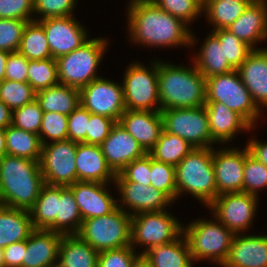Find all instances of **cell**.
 Wrapping results in <instances>:
<instances>
[{"mask_svg":"<svg viewBox=\"0 0 267 267\" xmlns=\"http://www.w3.org/2000/svg\"><path fill=\"white\" fill-rule=\"evenodd\" d=\"M128 7V29L133 43L156 47L188 46L195 37L180 18L163 11L154 2H135Z\"/></svg>","mask_w":267,"mask_h":267,"instance_id":"1","label":"cell"},{"mask_svg":"<svg viewBox=\"0 0 267 267\" xmlns=\"http://www.w3.org/2000/svg\"><path fill=\"white\" fill-rule=\"evenodd\" d=\"M44 184L39 161L8 154L0 158V199L3 206L29 211Z\"/></svg>","mask_w":267,"mask_h":267,"instance_id":"2","label":"cell"},{"mask_svg":"<svg viewBox=\"0 0 267 267\" xmlns=\"http://www.w3.org/2000/svg\"><path fill=\"white\" fill-rule=\"evenodd\" d=\"M160 111L196 108L206 103L205 77L195 67L158 62Z\"/></svg>","mask_w":267,"mask_h":267,"instance_id":"3","label":"cell"},{"mask_svg":"<svg viewBox=\"0 0 267 267\" xmlns=\"http://www.w3.org/2000/svg\"><path fill=\"white\" fill-rule=\"evenodd\" d=\"M213 149L194 148L175 166L177 198L188 192L208 206L217 197Z\"/></svg>","mask_w":267,"mask_h":267,"instance_id":"4","label":"cell"},{"mask_svg":"<svg viewBox=\"0 0 267 267\" xmlns=\"http://www.w3.org/2000/svg\"><path fill=\"white\" fill-rule=\"evenodd\" d=\"M119 205L111 214L82 221L77 235L98 252L119 249L131 243V211Z\"/></svg>","mask_w":267,"mask_h":267,"instance_id":"5","label":"cell"},{"mask_svg":"<svg viewBox=\"0 0 267 267\" xmlns=\"http://www.w3.org/2000/svg\"><path fill=\"white\" fill-rule=\"evenodd\" d=\"M185 227L183 234L188 241L192 260L207 259L223 265L235 234L217 219H200Z\"/></svg>","mask_w":267,"mask_h":267,"instance_id":"6","label":"cell"},{"mask_svg":"<svg viewBox=\"0 0 267 267\" xmlns=\"http://www.w3.org/2000/svg\"><path fill=\"white\" fill-rule=\"evenodd\" d=\"M107 40L88 39L80 48L58 57L57 75L60 84L82 89L97 77V66L105 52Z\"/></svg>","mask_w":267,"mask_h":267,"instance_id":"7","label":"cell"},{"mask_svg":"<svg viewBox=\"0 0 267 267\" xmlns=\"http://www.w3.org/2000/svg\"><path fill=\"white\" fill-rule=\"evenodd\" d=\"M205 86L206 102L223 103L239 114L251 127L254 126L261 110L254 103L236 69L205 78Z\"/></svg>","mask_w":267,"mask_h":267,"instance_id":"8","label":"cell"},{"mask_svg":"<svg viewBox=\"0 0 267 267\" xmlns=\"http://www.w3.org/2000/svg\"><path fill=\"white\" fill-rule=\"evenodd\" d=\"M183 234V225L166 210L141 212L131 216V243L145 245L140 255L154 246L173 242Z\"/></svg>","mask_w":267,"mask_h":267,"instance_id":"9","label":"cell"},{"mask_svg":"<svg viewBox=\"0 0 267 267\" xmlns=\"http://www.w3.org/2000/svg\"><path fill=\"white\" fill-rule=\"evenodd\" d=\"M151 64V69L140 63L126 69L122 84L126 110L160 111L158 61Z\"/></svg>","mask_w":267,"mask_h":267,"instance_id":"10","label":"cell"},{"mask_svg":"<svg viewBox=\"0 0 267 267\" xmlns=\"http://www.w3.org/2000/svg\"><path fill=\"white\" fill-rule=\"evenodd\" d=\"M163 131L186 140L193 148H212L216 143L211 138L205 106L196 108H173L160 111Z\"/></svg>","mask_w":267,"mask_h":267,"instance_id":"11","label":"cell"},{"mask_svg":"<svg viewBox=\"0 0 267 267\" xmlns=\"http://www.w3.org/2000/svg\"><path fill=\"white\" fill-rule=\"evenodd\" d=\"M77 144L66 139L42 145L39 164L45 184L69 186L77 182Z\"/></svg>","mask_w":267,"mask_h":267,"instance_id":"12","label":"cell"},{"mask_svg":"<svg viewBox=\"0 0 267 267\" xmlns=\"http://www.w3.org/2000/svg\"><path fill=\"white\" fill-rule=\"evenodd\" d=\"M258 197L245 192L223 193L207 207L213 215L234 234L246 232L251 226L257 209Z\"/></svg>","mask_w":267,"mask_h":267,"instance_id":"13","label":"cell"},{"mask_svg":"<svg viewBox=\"0 0 267 267\" xmlns=\"http://www.w3.org/2000/svg\"><path fill=\"white\" fill-rule=\"evenodd\" d=\"M80 91V104L92 114L118 122L126 111L122 84L99 77Z\"/></svg>","mask_w":267,"mask_h":267,"instance_id":"14","label":"cell"},{"mask_svg":"<svg viewBox=\"0 0 267 267\" xmlns=\"http://www.w3.org/2000/svg\"><path fill=\"white\" fill-rule=\"evenodd\" d=\"M47 36L52 58L68 54L80 48L88 40L85 28L73 16L36 19Z\"/></svg>","mask_w":267,"mask_h":267,"instance_id":"15","label":"cell"},{"mask_svg":"<svg viewBox=\"0 0 267 267\" xmlns=\"http://www.w3.org/2000/svg\"><path fill=\"white\" fill-rule=\"evenodd\" d=\"M249 153L247 146L242 150H213L217 196L223 193L243 192L244 165Z\"/></svg>","mask_w":267,"mask_h":267,"instance_id":"16","label":"cell"},{"mask_svg":"<svg viewBox=\"0 0 267 267\" xmlns=\"http://www.w3.org/2000/svg\"><path fill=\"white\" fill-rule=\"evenodd\" d=\"M68 187L73 192L82 220L111 214L118 208V199L106 191V183L77 181Z\"/></svg>","mask_w":267,"mask_h":267,"instance_id":"17","label":"cell"},{"mask_svg":"<svg viewBox=\"0 0 267 267\" xmlns=\"http://www.w3.org/2000/svg\"><path fill=\"white\" fill-rule=\"evenodd\" d=\"M100 147L108 166L115 174H118L133 160L147 153L119 122L112 127L110 134Z\"/></svg>","mask_w":267,"mask_h":267,"instance_id":"18","label":"cell"},{"mask_svg":"<svg viewBox=\"0 0 267 267\" xmlns=\"http://www.w3.org/2000/svg\"><path fill=\"white\" fill-rule=\"evenodd\" d=\"M118 122L147 153L163 131L160 111L126 110Z\"/></svg>","mask_w":267,"mask_h":267,"instance_id":"19","label":"cell"},{"mask_svg":"<svg viewBox=\"0 0 267 267\" xmlns=\"http://www.w3.org/2000/svg\"><path fill=\"white\" fill-rule=\"evenodd\" d=\"M114 184L121 193L123 206L133 210L131 216L141 212L164 211L173 202L164 192L151 185L132 181H114Z\"/></svg>","mask_w":267,"mask_h":267,"instance_id":"20","label":"cell"},{"mask_svg":"<svg viewBox=\"0 0 267 267\" xmlns=\"http://www.w3.org/2000/svg\"><path fill=\"white\" fill-rule=\"evenodd\" d=\"M256 106L267 107V49H253L236 69ZM261 106V107H260ZM266 106V107H265Z\"/></svg>","mask_w":267,"mask_h":267,"instance_id":"21","label":"cell"},{"mask_svg":"<svg viewBox=\"0 0 267 267\" xmlns=\"http://www.w3.org/2000/svg\"><path fill=\"white\" fill-rule=\"evenodd\" d=\"M62 234L34 229L26 240L22 267H52L58 263Z\"/></svg>","mask_w":267,"mask_h":267,"instance_id":"22","label":"cell"},{"mask_svg":"<svg viewBox=\"0 0 267 267\" xmlns=\"http://www.w3.org/2000/svg\"><path fill=\"white\" fill-rule=\"evenodd\" d=\"M222 267H267V236L235 234Z\"/></svg>","mask_w":267,"mask_h":267,"instance_id":"23","label":"cell"},{"mask_svg":"<svg viewBox=\"0 0 267 267\" xmlns=\"http://www.w3.org/2000/svg\"><path fill=\"white\" fill-rule=\"evenodd\" d=\"M226 29L252 49L267 37V2H251L244 12Z\"/></svg>","mask_w":267,"mask_h":267,"instance_id":"24","label":"cell"},{"mask_svg":"<svg viewBox=\"0 0 267 267\" xmlns=\"http://www.w3.org/2000/svg\"><path fill=\"white\" fill-rule=\"evenodd\" d=\"M77 181H95L108 184L115 181L116 174L108 166L99 145L77 144Z\"/></svg>","mask_w":267,"mask_h":267,"instance_id":"25","label":"cell"},{"mask_svg":"<svg viewBox=\"0 0 267 267\" xmlns=\"http://www.w3.org/2000/svg\"><path fill=\"white\" fill-rule=\"evenodd\" d=\"M205 109L211 138L216 142H228L239 130H251V126L236 112L220 102H206ZM238 131V132H237Z\"/></svg>","mask_w":267,"mask_h":267,"instance_id":"26","label":"cell"},{"mask_svg":"<svg viewBox=\"0 0 267 267\" xmlns=\"http://www.w3.org/2000/svg\"><path fill=\"white\" fill-rule=\"evenodd\" d=\"M34 230L30 213L24 209L0 206V247L27 240Z\"/></svg>","mask_w":267,"mask_h":267,"instance_id":"27","label":"cell"},{"mask_svg":"<svg viewBox=\"0 0 267 267\" xmlns=\"http://www.w3.org/2000/svg\"><path fill=\"white\" fill-rule=\"evenodd\" d=\"M143 257L151 267H192L193 262L184 234L171 243L152 247Z\"/></svg>","mask_w":267,"mask_h":267,"instance_id":"28","label":"cell"},{"mask_svg":"<svg viewBox=\"0 0 267 267\" xmlns=\"http://www.w3.org/2000/svg\"><path fill=\"white\" fill-rule=\"evenodd\" d=\"M99 252L78 235H62L59 246L60 267H98Z\"/></svg>","mask_w":267,"mask_h":267,"instance_id":"29","label":"cell"},{"mask_svg":"<svg viewBox=\"0 0 267 267\" xmlns=\"http://www.w3.org/2000/svg\"><path fill=\"white\" fill-rule=\"evenodd\" d=\"M192 60L205 78L235 70L224 55L223 45H220L218 37L212 31L204 41L197 57Z\"/></svg>","mask_w":267,"mask_h":267,"instance_id":"30","label":"cell"},{"mask_svg":"<svg viewBox=\"0 0 267 267\" xmlns=\"http://www.w3.org/2000/svg\"><path fill=\"white\" fill-rule=\"evenodd\" d=\"M36 100L44 113L56 112L68 116L80 105V91L58 83L36 92Z\"/></svg>","mask_w":267,"mask_h":267,"instance_id":"31","label":"cell"},{"mask_svg":"<svg viewBox=\"0 0 267 267\" xmlns=\"http://www.w3.org/2000/svg\"><path fill=\"white\" fill-rule=\"evenodd\" d=\"M29 213L34 229L55 232V219L58 213V186L44 184Z\"/></svg>","mask_w":267,"mask_h":267,"instance_id":"32","label":"cell"},{"mask_svg":"<svg viewBox=\"0 0 267 267\" xmlns=\"http://www.w3.org/2000/svg\"><path fill=\"white\" fill-rule=\"evenodd\" d=\"M82 221L72 190L68 186H58V213L55 219V232L62 235H77Z\"/></svg>","mask_w":267,"mask_h":267,"instance_id":"33","label":"cell"},{"mask_svg":"<svg viewBox=\"0 0 267 267\" xmlns=\"http://www.w3.org/2000/svg\"><path fill=\"white\" fill-rule=\"evenodd\" d=\"M7 154L40 161L42 143L39 135L10 125L6 128Z\"/></svg>","mask_w":267,"mask_h":267,"instance_id":"34","label":"cell"},{"mask_svg":"<svg viewBox=\"0 0 267 267\" xmlns=\"http://www.w3.org/2000/svg\"><path fill=\"white\" fill-rule=\"evenodd\" d=\"M251 2L249 0L225 1L203 0V12L206 11L208 21L214 25V29H226L246 9Z\"/></svg>","mask_w":267,"mask_h":267,"instance_id":"35","label":"cell"},{"mask_svg":"<svg viewBox=\"0 0 267 267\" xmlns=\"http://www.w3.org/2000/svg\"><path fill=\"white\" fill-rule=\"evenodd\" d=\"M18 51L28 60H46L52 58L43 26L38 21L27 22Z\"/></svg>","mask_w":267,"mask_h":267,"instance_id":"36","label":"cell"},{"mask_svg":"<svg viewBox=\"0 0 267 267\" xmlns=\"http://www.w3.org/2000/svg\"><path fill=\"white\" fill-rule=\"evenodd\" d=\"M194 148L183 138L162 131L149 154L157 161L177 166Z\"/></svg>","mask_w":267,"mask_h":267,"instance_id":"37","label":"cell"},{"mask_svg":"<svg viewBox=\"0 0 267 267\" xmlns=\"http://www.w3.org/2000/svg\"><path fill=\"white\" fill-rule=\"evenodd\" d=\"M27 82L36 92L57 85L59 82L56 60H29Z\"/></svg>","mask_w":267,"mask_h":267,"instance_id":"38","label":"cell"},{"mask_svg":"<svg viewBox=\"0 0 267 267\" xmlns=\"http://www.w3.org/2000/svg\"><path fill=\"white\" fill-rule=\"evenodd\" d=\"M36 99V91L28 82L4 79L0 82V100L12 111Z\"/></svg>","mask_w":267,"mask_h":267,"instance_id":"39","label":"cell"},{"mask_svg":"<svg viewBox=\"0 0 267 267\" xmlns=\"http://www.w3.org/2000/svg\"><path fill=\"white\" fill-rule=\"evenodd\" d=\"M223 45V52L228 62L237 69L253 50L244 41L233 35L228 29H218L212 31Z\"/></svg>","mask_w":267,"mask_h":267,"instance_id":"40","label":"cell"},{"mask_svg":"<svg viewBox=\"0 0 267 267\" xmlns=\"http://www.w3.org/2000/svg\"><path fill=\"white\" fill-rule=\"evenodd\" d=\"M150 185L164 192L172 201L177 199L175 166L151 157Z\"/></svg>","mask_w":267,"mask_h":267,"instance_id":"41","label":"cell"},{"mask_svg":"<svg viewBox=\"0 0 267 267\" xmlns=\"http://www.w3.org/2000/svg\"><path fill=\"white\" fill-rule=\"evenodd\" d=\"M163 11L180 18L186 24L203 13V0H154Z\"/></svg>","mask_w":267,"mask_h":267,"instance_id":"42","label":"cell"},{"mask_svg":"<svg viewBox=\"0 0 267 267\" xmlns=\"http://www.w3.org/2000/svg\"><path fill=\"white\" fill-rule=\"evenodd\" d=\"M43 114L39 102L35 99L12 111L11 125L39 135Z\"/></svg>","mask_w":267,"mask_h":267,"instance_id":"43","label":"cell"},{"mask_svg":"<svg viewBox=\"0 0 267 267\" xmlns=\"http://www.w3.org/2000/svg\"><path fill=\"white\" fill-rule=\"evenodd\" d=\"M68 116L56 112H45L40 126L39 137L42 145L46 138L56 142L67 139Z\"/></svg>","mask_w":267,"mask_h":267,"instance_id":"44","label":"cell"},{"mask_svg":"<svg viewBox=\"0 0 267 267\" xmlns=\"http://www.w3.org/2000/svg\"><path fill=\"white\" fill-rule=\"evenodd\" d=\"M267 187V168L250 153L244 165L243 192L256 195L259 189Z\"/></svg>","mask_w":267,"mask_h":267,"instance_id":"45","label":"cell"},{"mask_svg":"<svg viewBox=\"0 0 267 267\" xmlns=\"http://www.w3.org/2000/svg\"><path fill=\"white\" fill-rule=\"evenodd\" d=\"M28 21L0 18V50L18 51Z\"/></svg>","mask_w":267,"mask_h":267,"instance_id":"46","label":"cell"},{"mask_svg":"<svg viewBox=\"0 0 267 267\" xmlns=\"http://www.w3.org/2000/svg\"><path fill=\"white\" fill-rule=\"evenodd\" d=\"M151 155L146 153L126 165L115 176V181H132L145 186L150 185Z\"/></svg>","mask_w":267,"mask_h":267,"instance_id":"47","label":"cell"},{"mask_svg":"<svg viewBox=\"0 0 267 267\" xmlns=\"http://www.w3.org/2000/svg\"><path fill=\"white\" fill-rule=\"evenodd\" d=\"M77 0H34V13L42 19L73 16Z\"/></svg>","mask_w":267,"mask_h":267,"instance_id":"48","label":"cell"},{"mask_svg":"<svg viewBox=\"0 0 267 267\" xmlns=\"http://www.w3.org/2000/svg\"><path fill=\"white\" fill-rule=\"evenodd\" d=\"M136 254L131 245L101 251L98 257V267H132L134 261L140 256Z\"/></svg>","mask_w":267,"mask_h":267,"instance_id":"49","label":"cell"},{"mask_svg":"<svg viewBox=\"0 0 267 267\" xmlns=\"http://www.w3.org/2000/svg\"><path fill=\"white\" fill-rule=\"evenodd\" d=\"M89 119L90 112L80 104L68 115L67 139L77 143H86Z\"/></svg>","mask_w":267,"mask_h":267,"instance_id":"50","label":"cell"},{"mask_svg":"<svg viewBox=\"0 0 267 267\" xmlns=\"http://www.w3.org/2000/svg\"><path fill=\"white\" fill-rule=\"evenodd\" d=\"M116 121L105 116L90 113L86 133V144L101 145L108 137Z\"/></svg>","mask_w":267,"mask_h":267,"instance_id":"51","label":"cell"},{"mask_svg":"<svg viewBox=\"0 0 267 267\" xmlns=\"http://www.w3.org/2000/svg\"><path fill=\"white\" fill-rule=\"evenodd\" d=\"M34 0H0V18L33 21Z\"/></svg>","mask_w":267,"mask_h":267,"instance_id":"52","label":"cell"},{"mask_svg":"<svg viewBox=\"0 0 267 267\" xmlns=\"http://www.w3.org/2000/svg\"><path fill=\"white\" fill-rule=\"evenodd\" d=\"M28 63L27 57L19 51L10 52L6 63L4 79L27 82Z\"/></svg>","mask_w":267,"mask_h":267,"instance_id":"53","label":"cell"},{"mask_svg":"<svg viewBox=\"0 0 267 267\" xmlns=\"http://www.w3.org/2000/svg\"><path fill=\"white\" fill-rule=\"evenodd\" d=\"M26 240L15 242L3 248L5 267H22Z\"/></svg>","mask_w":267,"mask_h":267,"instance_id":"54","label":"cell"},{"mask_svg":"<svg viewBox=\"0 0 267 267\" xmlns=\"http://www.w3.org/2000/svg\"><path fill=\"white\" fill-rule=\"evenodd\" d=\"M246 146L248 147L250 154L263 163L267 168V141L263 143L252 139Z\"/></svg>","mask_w":267,"mask_h":267,"instance_id":"55","label":"cell"},{"mask_svg":"<svg viewBox=\"0 0 267 267\" xmlns=\"http://www.w3.org/2000/svg\"><path fill=\"white\" fill-rule=\"evenodd\" d=\"M12 123V110L0 100V128H7Z\"/></svg>","mask_w":267,"mask_h":267,"instance_id":"56","label":"cell"},{"mask_svg":"<svg viewBox=\"0 0 267 267\" xmlns=\"http://www.w3.org/2000/svg\"><path fill=\"white\" fill-rule=\"evenodd\" d=\"M9 53L10 52L0 50V82L5 78V68Z\"/></svg>","mask_w":267,"mask_h":267,"instance_id":"57","label":"cell"},{"mask_svg":"<svg viewBox=\"0 0 267 267\" xmlns=\"http://www.w3.org/2000/svg\"><path fill=\"white\" fill-rule=\"evenodd\" d=\"M6 154V128H0V158L5 156Z\"/></svg>","mask_w":267,"mask_h":267,"instance_id":"58","label":"cell"},{"mask_svg":"<svg viewBox=\"0 0 267 267\" xmlns=\"http://www.w3.org/2000/svg\"><path fill=\"white\" fill-rule=\"evenodd\" d=\"M132 267H151L150 263L140 255L132 264Z\"/></svg>","mask_w":267,"mask_h":267,"instance_id":"59","label":"cell"},{"mask_svg":"<svg viewBox=\"0 0 267 267\" xmlns=\"http://www.w3.org/2000/svg\"><path fill=\"white\" fill-rule=\"evenodd\" d=\"M0 267H5L3 248L0 247Z\"/></svg>","mask_w":267,"mask_h":267,"instance_id":"60","label":"cell"},{"mask_svg":"<svg viewBox=\"0 0 267 267\" xmlns=\"http://www.w3.org/2000/svg\"><path fill=\"white\" fill-rule=\"evenodd\" d=\"M154 0H131L130 4L135 3V2H153Z\"/></svg>","mask_w":267,"mask_h":267,"instance_id":"61","label":"cell"},{"mask_svg":"<svg viewBox=\"0 0 267 267\" xmlns=\"http://www.w3.org/2000/svg\"><path fill=\"white\" fill-rule=\"evenodd\" d=\"M250 2H267L266 0H249Z\"/></svg>","mask_w":267,"mask_h":267,"instance_id":"62","label":"cell"},{"mask_svg":"<svg viewBox=\"0 0 267 267\" xmlns=\"http://www.w3.org/2000/svg\"><path fill=\"white\" fill-rule=\"evenodd\" d=\"M225 1H229V2H232V1H239V0H225Z\"/></svg>","mask_w":267,"mask_h":267,"instance_id":"63","label":"cell"}]
</instances>
